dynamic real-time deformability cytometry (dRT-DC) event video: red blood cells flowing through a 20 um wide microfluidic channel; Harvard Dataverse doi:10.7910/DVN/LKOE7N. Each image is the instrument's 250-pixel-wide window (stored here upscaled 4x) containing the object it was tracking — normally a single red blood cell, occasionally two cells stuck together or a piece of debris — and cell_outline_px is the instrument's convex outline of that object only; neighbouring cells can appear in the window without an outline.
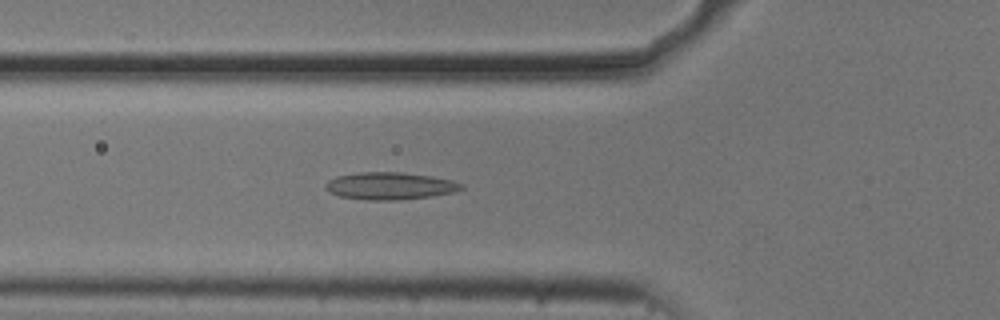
{"species": "common noctule bat (a hibernating species)", "species_latin": "Nyctalus noctula", "temperature_condition": "cold", "stored_images_in_passage": 52, "camera_frame_rate_fps": 3000, "um_per_image_px": 0.085, "animal": {"sex": "male", "body_mass_g": 20.5, "forearm_length_mm": 52.5}, "frame": {"image": 1, "passage_image": 17, "time_ms": 5.333, "image_size_px": [1000, 320], "cell_outline_px": [[464, 188], [456, 192], [432, 196], [400, 200], [368, 200], [340, 196], [328, 192], [324, 188], [324, 184], [328, 180], [336, 176], [360, 172], [400, 172], [432, 176], [452, 180], [464, 184]], "centroid_in_image_um": [33.15, 15.8], "position_along_channel_um": 92.6, "area_um2": 21.85}}
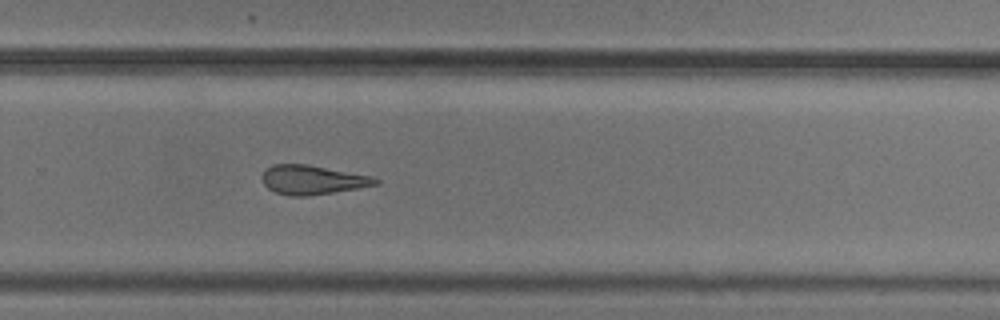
{"frame": {"image": 2, "passage_image": 34, "time_ms": 11.0, "image_size_px": [1000, 320], "cell_outline_px": [[380, 184], [308, 196], [288, 196], [276, 192], [268, 188], [264, 184], [260, 176], [272, 164], [308, 164], [372, 176], [380, 180]], "centroid_in_image_um": [26.55, 15.28], "position_along_channel_um": 303.3, "area_um2": 19.25}}
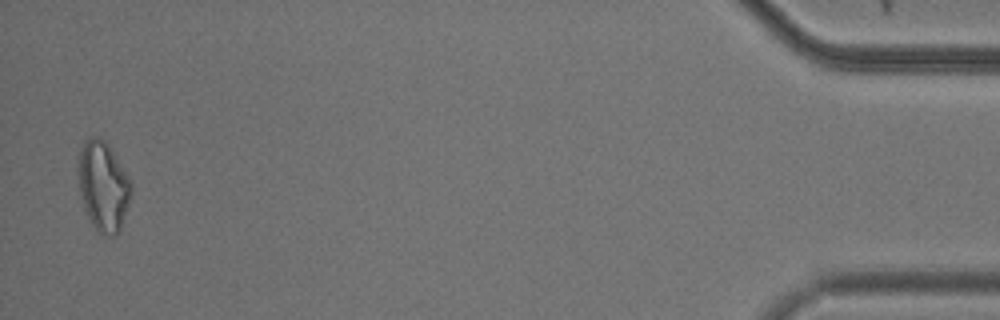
{"frame": {"image": 3, "passage_image": 51, "time_ms": 16.667, "image_size_px": [1000, 320], "cell_outline_px": [[132, 192], [120, 228], [116, 236], [104, 236], [96, 232], [84, 208], [80, 192], [76, 168], [76, 160], [80, 148], [84, 140], [92, 136], [96, 136], [104, 140], [108, 144], [132, 180]], "centroid_in_image_um": [8.75, 15.79], "position_along_channel_um": 426.5, "area_um2": 28.26}, "authors_computed_cell_mechanics": {"area_um2": 21.2126, "velocity_mm_per_s": 3.7135, "shape_relaxation_time_tau1_ms": null, "shape_relaxation_time_tau2_ms": 4.4705, "deformation_change_tau1": null, "deformation_change_tau2": 0.1317}}